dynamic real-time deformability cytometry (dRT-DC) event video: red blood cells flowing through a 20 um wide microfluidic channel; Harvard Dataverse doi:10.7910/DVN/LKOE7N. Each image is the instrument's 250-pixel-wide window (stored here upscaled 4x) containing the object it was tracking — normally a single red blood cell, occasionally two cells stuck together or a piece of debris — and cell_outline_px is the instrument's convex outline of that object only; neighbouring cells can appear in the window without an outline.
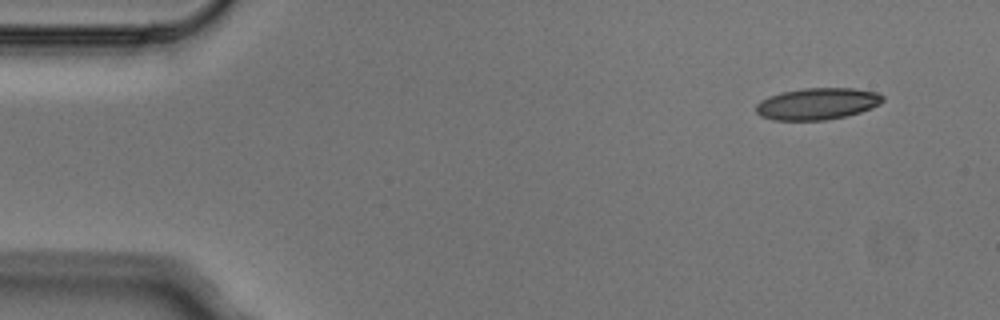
{"species": "Egyptian fruit bat (a non-hibernating species)", "species_latin": "Rousettus aegyptiacus", "temperature_condition": "cold", "stored_images_in_passage": 4, "camera_frame_rate_fps": 3000, "um_per_image_px": 0.085, "animal": {"sex": "male"}, "frame": {"image": 1, "passage_image": 1, "time_ms": 0.0, "image_size_px": [1000, 320], "cell_outline_px": [[884, 100], [880, 104], [872, 108], [860, 112], [844, 116], [824, 120], [772, 120], [760, 116], [756, 112], [756, 104], [760, 100], [768, 96], [784, 92], [804, 88], [856, 88], [880, 92], [884, 96]], "centroid_in_image_um": [69.5, 8.81], "position_along_channel_um": 15.5, "area_um2": 23.58}}
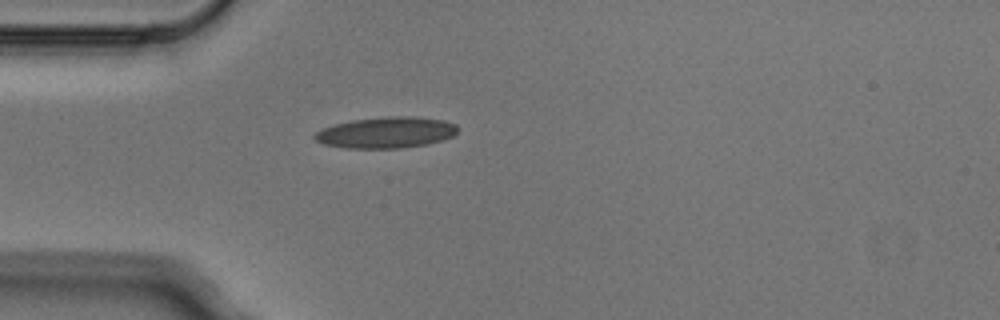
{"frame": {"image": 2, "passage_image": 4, "time_ms": 1.0, "image_size_px": [1000, 320], "cell_outline_px": [[460, 128], [452, 136], [428, 144], [400, 148], [348, 148], [324, 144], [316, 140], [312, 136], [316, 132], [324, 128], [336, 124], [352, 120], [388, 116], [412, 116], [444, 120], [456, 124]], "centroid_in_image_um": [32.85, 11.26], "position_along_channel_um": 52.2, "area_um2": 25.84}}